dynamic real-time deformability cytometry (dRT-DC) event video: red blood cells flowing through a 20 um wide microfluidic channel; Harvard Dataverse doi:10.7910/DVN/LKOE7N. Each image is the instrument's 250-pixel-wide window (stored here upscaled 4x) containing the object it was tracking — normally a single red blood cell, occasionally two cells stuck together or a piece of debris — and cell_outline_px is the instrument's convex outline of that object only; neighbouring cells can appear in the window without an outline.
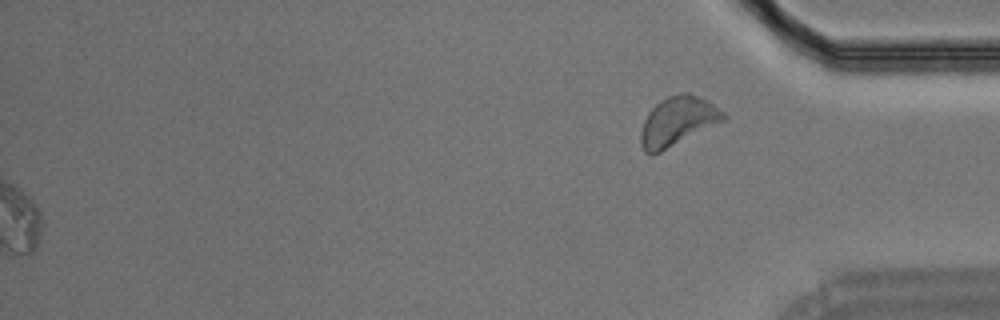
{"species": "Egyptian fruit bat (a non-hibernating species)", "species_latin": "Rousettus aegyptiacus", "temperature_condition": "room temperature", "stored_images_in_passage": 36, "segment_of_instrument_passage": [2, 2], "camera_frame_rate_fps": 3000, "um_per_image_px": 0.085, "animal": {"sex": "male"}, "frame": {"image": 1, "passage_image": 36, "time_ms": 11.667, "image_size_px": [1000, 320], "cell_outline_px": [[728, 116], [724, 120], [652, 156], [644, 152], [640, 144], [640, 132], [644, 120], [648, 112], [660, 100], [668, 96], [680, 92], [688, 92], [712, 104], [724, 112]], "centroid_in_image_um": [57.55, 10.31], "position_along_channel_um": 377.7, "area_um2": 23.41}}